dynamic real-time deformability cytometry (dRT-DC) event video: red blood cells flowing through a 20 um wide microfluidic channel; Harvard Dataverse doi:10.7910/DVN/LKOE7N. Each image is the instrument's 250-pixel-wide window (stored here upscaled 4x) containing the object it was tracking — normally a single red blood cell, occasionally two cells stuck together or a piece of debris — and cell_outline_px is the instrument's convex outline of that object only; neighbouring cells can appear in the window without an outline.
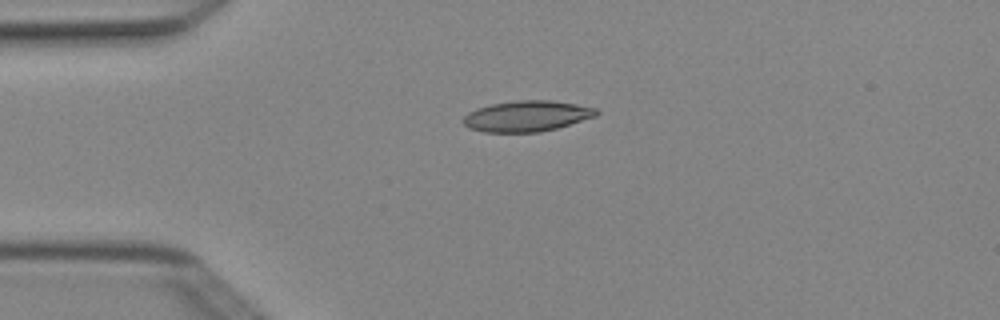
{"species": "Egyptian fruit bat (a non-hibernating species)", "species_latin": "Rousettus aegyptiacus", "temperature_condition": "cold", "stored_images_in_passage": 2, "camera_frame_rate_fps": 3000, "um_per_image_px": 0.085, "animal": {"sex": "female"}, "frame": {"image": 1, "passage_image": 1, "time_ms": 0.0, "image_size_px": [1000, 320], "cell_outline_px": [[600, 112], [596, 116], [556, 128], [540, 132], [484, 132], [468, 128], [460, 120], [468, 112], [476, 108], [492, 104], [516, 100], [552, 100], [576, 104], [596, 108]], "centroid_in_image_um": [44.75, 9.86], "position_along_channel_um": 40.3, "area_um2": 23.99}}